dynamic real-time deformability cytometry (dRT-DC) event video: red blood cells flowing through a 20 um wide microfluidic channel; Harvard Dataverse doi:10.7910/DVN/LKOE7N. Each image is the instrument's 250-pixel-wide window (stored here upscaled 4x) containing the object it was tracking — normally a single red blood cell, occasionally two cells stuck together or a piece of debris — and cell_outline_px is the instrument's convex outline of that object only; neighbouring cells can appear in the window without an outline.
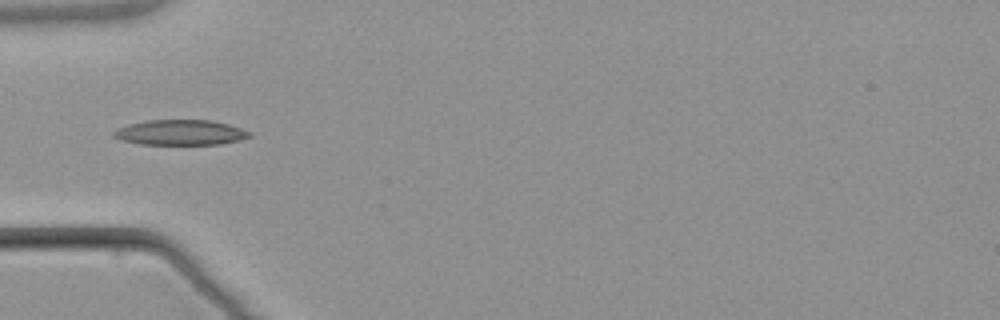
{"species": "common noctule bat (a hibernating species)", "species_latin": "Nyctalus noctula", "temperature_condition": "warm", "stored_images_in_passage": 2, "camera_frame_rate_fps": 3000, "um_per_image_px": 0.085, "animal": {"sex": "male", "body_mass_g": 21.5, "forearm_length_mm": 52.0}, "frame": {"image": 1, "passage_image": 1, "time_ms": 0.0, "image_size_px": [1000, 320], "cell_outline_px": [[252, 136], [240, 140], [220, 144], [140, 144], [120, 140], [112, 136], [112, 132], [116, 128], [128, 124], [148, 120], [212, 120], [228, 124], [252, 132]], "centroid_in_image_um": [15.31, 11.26], "position_along_channel_um": 69.7, "area_um2": 20.11}}
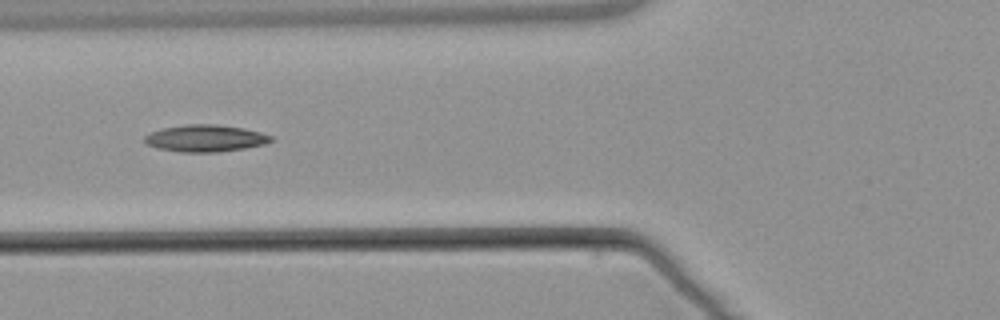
{"frame": {"image": 2, "passage_image": 2, "time_ms": 1.0, "image_size_px": [1000, 320], "cell_outline_px": [[272, 140], [264, 144], [244, 148], [216, 152], [180, 152], [160, 148], [148, 144], [144, 140], [144, 136], [152, 132], [164, 128], [184, 124], [216, 124], [244, 128], [260, 132], [272, 136]], "centroid_in_image_um": [17.47, 11.74], "position_along_channel_um": 108.3, "area_um2": 19.59}}